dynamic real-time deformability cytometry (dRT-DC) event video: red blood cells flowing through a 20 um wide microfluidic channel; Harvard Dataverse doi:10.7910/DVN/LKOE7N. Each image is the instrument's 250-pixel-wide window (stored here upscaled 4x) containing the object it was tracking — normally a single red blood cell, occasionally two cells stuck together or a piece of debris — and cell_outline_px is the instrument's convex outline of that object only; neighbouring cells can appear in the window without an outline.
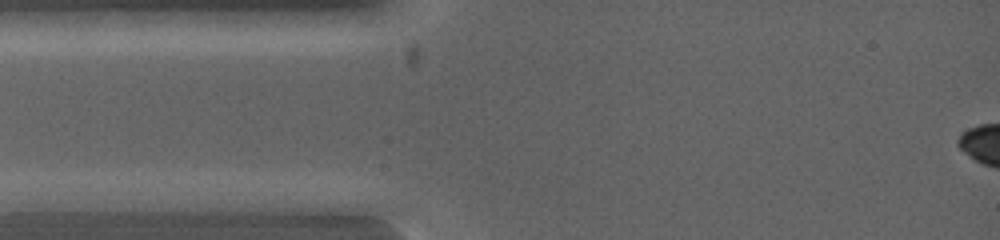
{"species": "common noctule bat (a hibernating species)", "species_latin": "Nyctalus noctula", "temperature_condition": "warm", "stored_images_in_passage": 3, "camera_frame_rate_fps": 5000, "um_per_image_px": 0.085, "animal": {"sex": "female", "body_mass_g": 19.0, "forearm_length_mm": 53.3}, "frame": {"image": 1, "passage_image": 1, "time_ms": 0.0, "image_size_px": [1000, 240], "cell_outline_px": [[120, 200], [88, 212], [16, 212], [12, 200], [40, 192], [100, 192]], "centroid_in_image_um": [5.33, 17.18], "position_along_channel_um": 79.7, "area_um2": 12.66}}